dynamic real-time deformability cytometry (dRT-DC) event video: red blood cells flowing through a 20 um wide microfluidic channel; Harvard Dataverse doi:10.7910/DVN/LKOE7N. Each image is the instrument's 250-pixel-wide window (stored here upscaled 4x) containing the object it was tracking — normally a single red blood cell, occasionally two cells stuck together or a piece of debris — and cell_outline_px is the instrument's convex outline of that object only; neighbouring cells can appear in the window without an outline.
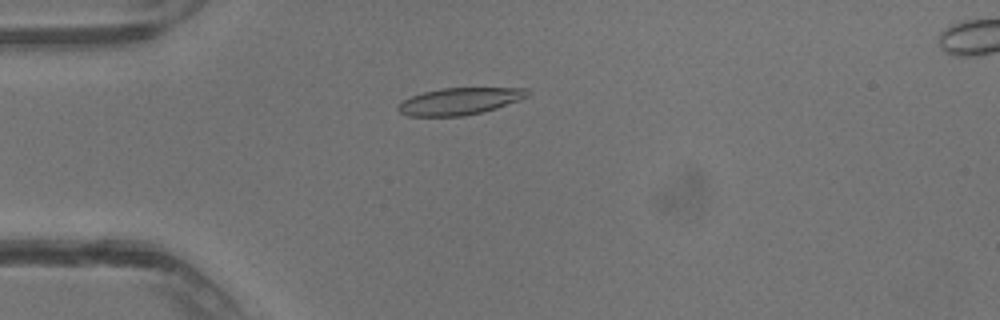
{"species": "common noctule bat (a hibernating species)", "species_latin": "Nyctalus noctula", "temperature_condition": "warm", "stored_images_in_passage": 40, "camera_frame_rate_fps": 3000, "um_per_image_px": 0.085, "animal": {"sex": "male", "body_mass_g": 13.3}, "frame": {"image": 1, "passage_image": 11, "time_ms": 3.333, "image_size_px": [1000, 320], "cell_outline_px": [[532, 92], [528, 96], [520, 100], [484, 112], [464, 116], [408, 116], [400, 112], [396, 108], [396, 104], [412, 96], [424, 92], [440, 88], [528, 88]], "centroid_in_image_um": [39.09, 8.6], "position_along_channel_um": 45.9, "area_um2": 20.46}}
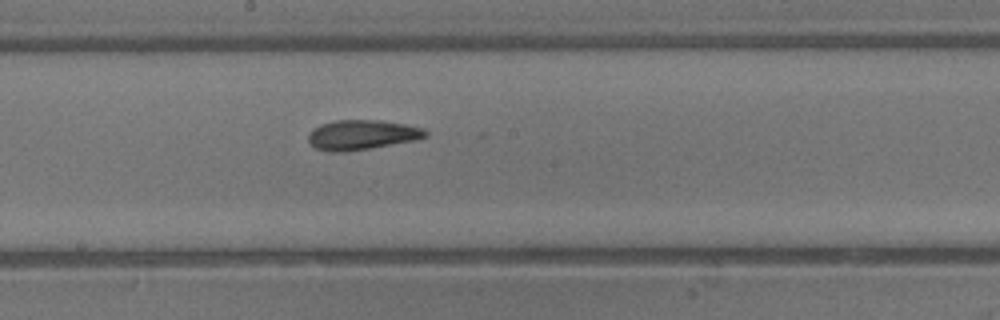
{"frame": {"image": 2, "passage_image": 22, "time_ms": 7.0, "image_size_px": [1000, 320], "cell_outline_px": [[428, 136], [416, 140], [348, 152], [328, 152], [316, 148], [308, 140], [308, 136], [312, 128], [320, 124], [336, 120], [380, 120], [404, 124], [424, 128], [428, 132]], "centroid_in_image_um": [30.76, 11.46], "position_along_channel_um": 217.4, "area_um2": 20.52}}
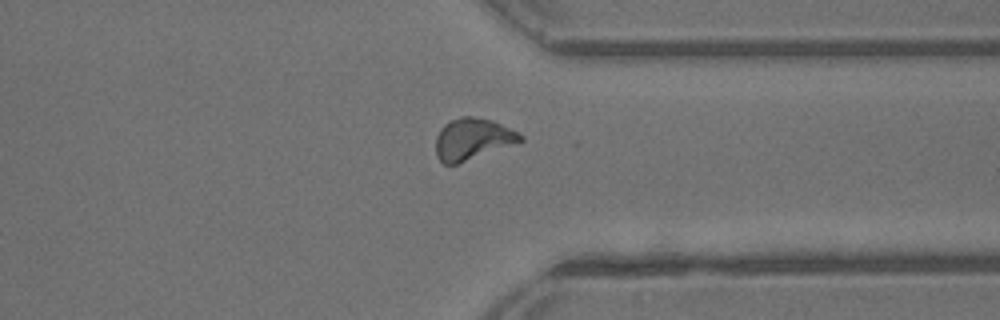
{"frame": {"image": 3, "passage_image": 31, "time_ms": 10.0, "image_size_px": [1000, 320], "cell_outline_px": [[524, 140], [456, 164], [444, 164], [436, 156], [436, 136], [440, 128], [444, 124], [460, 116], [472, 116], [492, 120], [524, 136]], "centroid_in_image_um": [40.12, 11.8], "position_along_channel_um": 371.3, "area_um2": 20.11}}